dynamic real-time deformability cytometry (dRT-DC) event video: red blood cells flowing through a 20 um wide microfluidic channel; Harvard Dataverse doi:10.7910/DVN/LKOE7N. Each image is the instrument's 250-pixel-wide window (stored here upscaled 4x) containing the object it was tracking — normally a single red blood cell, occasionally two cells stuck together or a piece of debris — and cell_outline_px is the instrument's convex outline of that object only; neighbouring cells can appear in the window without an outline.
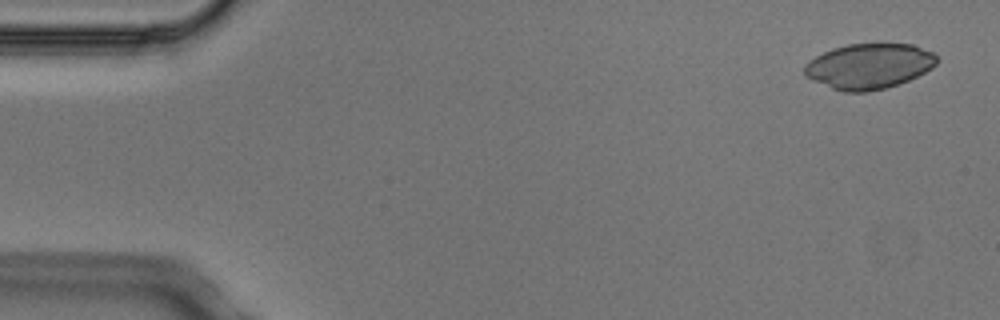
{"species": "Egyptian fruit bat (a non-hibernating species)", "species_latin": "Rousettus aegyptiacus", "temperature_condition": "cold", "stored_images_in_passage": 4, "camera_frame_rate_fps": 3000, "um_per_image_px": 0.085, "animal": {"sex": "male"}, "frame": {"image": 1, "passage_image": 1, "time_ms": 0.0, "image_size_px": [1000, 320], "cell_outline_px": [[936, 64], [932, 68], [908, 80], [884, 88], [868, 92], [844, 92], [832, 88], [812, 80], [804, 76], [804, 64], [808, 60], [832, 48], [848, 44], [912, 44], [932, 52], [936, 56]], "centroid_in_image_um": [73.82, 5.62], "position_along_channel_um": 11.2, "area_um2": 34.8}}